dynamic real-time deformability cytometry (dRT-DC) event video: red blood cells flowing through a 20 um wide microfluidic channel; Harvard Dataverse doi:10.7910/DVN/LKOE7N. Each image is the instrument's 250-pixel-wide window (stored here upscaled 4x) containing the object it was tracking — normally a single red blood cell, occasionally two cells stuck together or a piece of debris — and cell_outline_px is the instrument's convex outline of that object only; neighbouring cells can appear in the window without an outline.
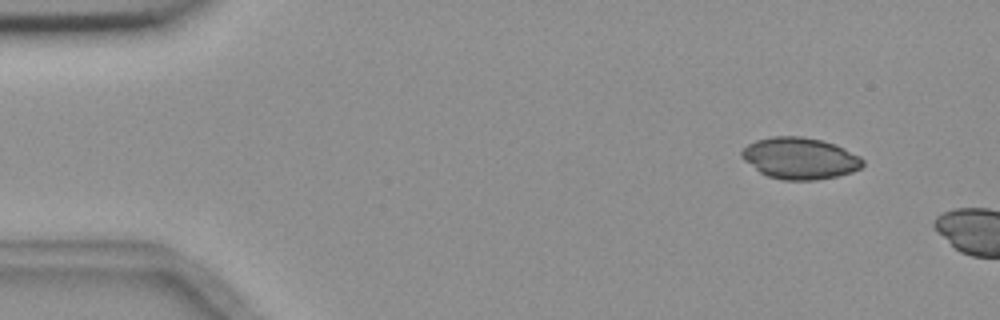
{"species": "common noctule bat (a hibernating species)", "species_latin": "Nyctalus noctula", "temperature_condition": "room temperature", "stored_images_in_passage": 7, "segment_of_instrument_passage": [1, 2], "camera_frame_rate_fps": 3000, "um_per_image_px": 0.085, "animal": {"sex": "female", "body_mass_g": 18.4}, "frame": {"image": 1, "passage_image": 1, "time_ms": 0.0, "image_size_px": [1000, 320], "cell_outline_px": [[864, 164], [860, 168], [852, 172], [836, 176], [816, 180], [784, 180], [768, 176], [760, 172], [744, 160], [740, 156], [740, 152], [748, 144], [756, 140], [772, 136], [800, 136], [820, 140], [844, 148], [860, 156], [864, 160]], "centroid_in_image_um": [67.98, 13.45], "position_along_channel_um": 17.0, "area_um2": 29.19}}